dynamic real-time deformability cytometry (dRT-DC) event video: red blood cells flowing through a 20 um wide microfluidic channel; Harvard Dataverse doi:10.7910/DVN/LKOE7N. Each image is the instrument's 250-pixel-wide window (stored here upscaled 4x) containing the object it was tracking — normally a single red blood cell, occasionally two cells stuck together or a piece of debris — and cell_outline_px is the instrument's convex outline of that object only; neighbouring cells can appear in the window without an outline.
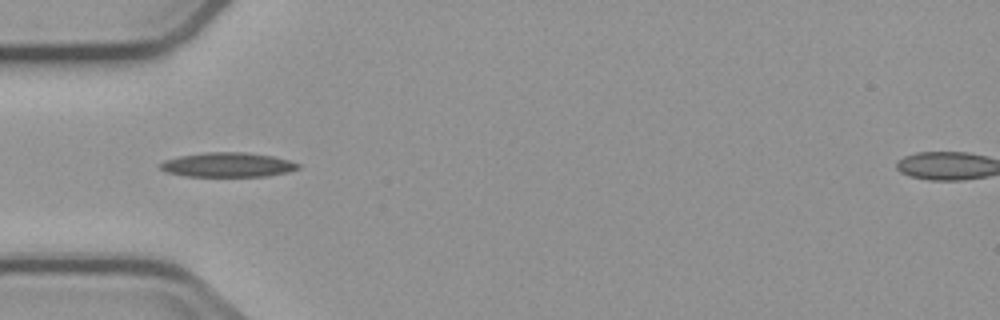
{"species": "common noctule bat (a hibernating species)", "species_latin": "Nyctalus noctula", "temperature_condition": "cold", "stored_images_in_passage": 6, "camera_frame_rate_fps": 3000, "um_per_image_px": 0.085, "animal": {"sex": "male", "body_mass_g": 23.1, "forearm_length_mm": 52.7}, "frame": {"image": 1, "passage_image": 1, "time_ms": 0.0, "image_size_px": [1000, 320], "cell_outline_px": [[300, 168], [288, 172], [268, 176], [184, 176], [164, 172], [160, 168], [160, 164], [164, 160], [180, 156], [204, 152], [248, 152], [272, 156], [288, 160], [300, 164]], "centroid_in_image_um": [19.35, 14.01], "position_along_channel_um": 65.7, "area_um2": 19.77}}
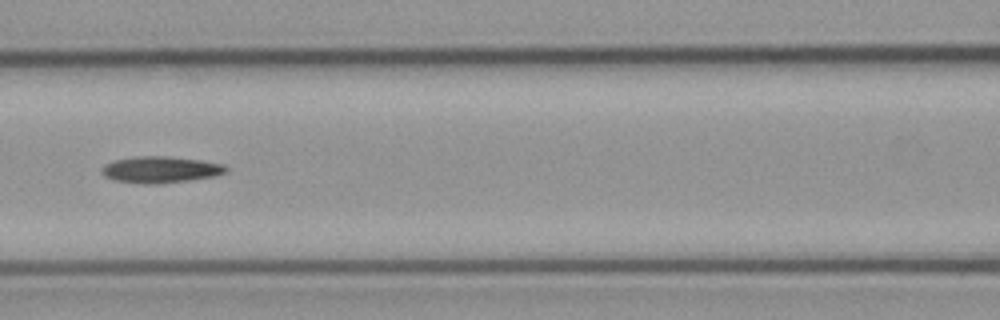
{"frame": {"image": 2, "passage_image": 3, "time_ms": 2.333, "image_size_px": [1000, 320], "cell_outline_px": [[228, 172], [216, 176], [160, 184], [140, 184], [112, 180], [104, 176], [100, 172], [100, 168], [104, 164], [112, 160], [136, 156], [168, 156], [200, 160], [224, 164], [228, 168]], "centroid_in_image_um": [13.6, 14.42], "position_along_channel_um": 153.0, "area_um2": 19.59}}
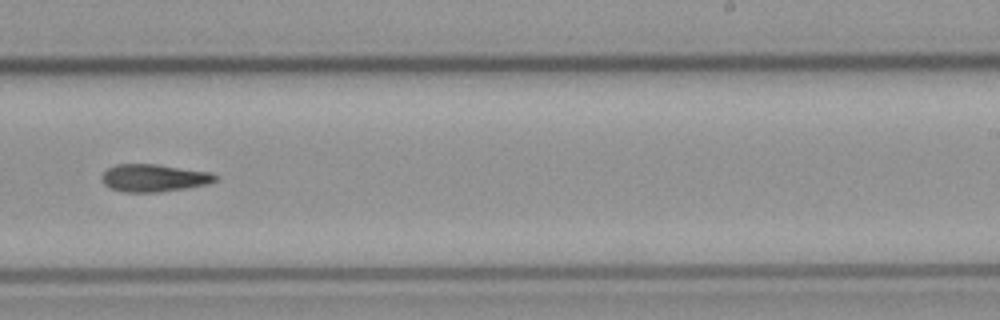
{"frame": {"image": 3, "passage_image": 6, "time_ms": 5.667, "image_size_px": [1000, 320], "cell_outline_px": [[216, 180], [208, 184], [188, 188], [160, 192], [124, 192], [112, 188], [104, 184], [100, 176], [108, 168], [116, 164], [156, 164], [212, 172], [216, 176]], "centroid_in_image_um": [13.09, 15.12], "position_along_channel_um": 275.9, "area_um2": 18.26}}